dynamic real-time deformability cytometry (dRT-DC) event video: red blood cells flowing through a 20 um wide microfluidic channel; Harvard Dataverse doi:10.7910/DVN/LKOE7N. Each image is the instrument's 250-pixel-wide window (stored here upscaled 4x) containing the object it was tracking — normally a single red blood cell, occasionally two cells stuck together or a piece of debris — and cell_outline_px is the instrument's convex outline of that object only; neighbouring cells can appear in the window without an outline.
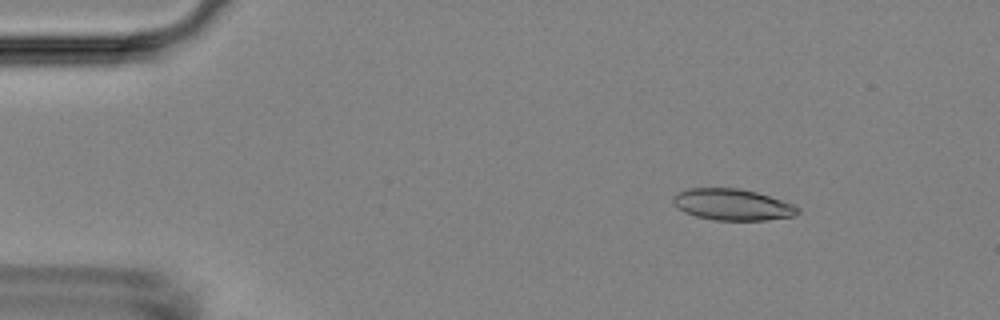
{"species": "Egyptian fruit bat (a non-hibernating species)", "species_latin": "Rousettus aegyptiacus", "temperature_condition": "room temperature", "stored_images_in_passage": 23, "camera_frame_rate_fps": 3000, "um_per_image_px": 0.085, "animal": {"sex": "female"}, "frame": {"image": 1, "passage_image": 7, "time_ms": 2.0, "image_size_px": [1000, 320], "cell_outline_px": [[800, 212], [792, 216], [768, 220], [716, 220], [696, 216], [684, 212], [672, 200], [672, 196], [688, 188], [736, 188], [756, 192], [796, 204], [800, 208]], "centroid_in_image_um": [62.3, 17.39], "position_along_channel_um": 22.7, "area_um2": 22.72}}
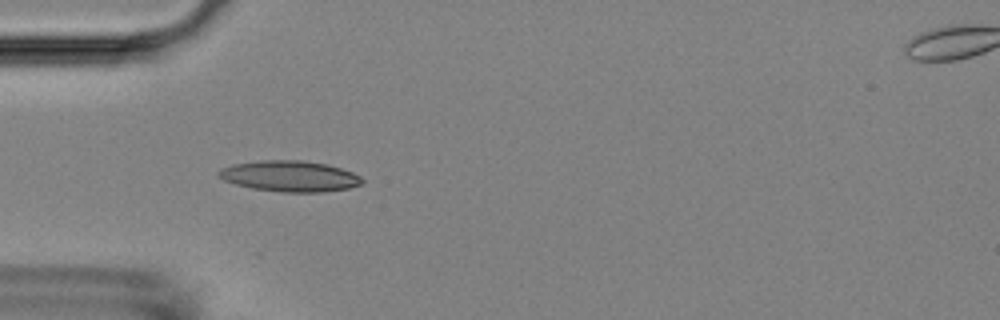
{"frame": {"image": 2, "passage_image": 16, "time_ms": 5.0, "image_size_px": [1000, 320], "cell_outline_px": [[364, 180], [360, 184], [348, 188], [324, 192], [280, 192], [252, 188], [236, 184], [224, 180], [216, 176], [216, 172], [220, 168], [232, 164], [260, 160], [304, 160], [328, 164], [352, 172], [360, 176]], "centroid_in_image_um": [24.59, 14.96], "position_along_channel_um": 60.4, "area_um2": 26.01}}